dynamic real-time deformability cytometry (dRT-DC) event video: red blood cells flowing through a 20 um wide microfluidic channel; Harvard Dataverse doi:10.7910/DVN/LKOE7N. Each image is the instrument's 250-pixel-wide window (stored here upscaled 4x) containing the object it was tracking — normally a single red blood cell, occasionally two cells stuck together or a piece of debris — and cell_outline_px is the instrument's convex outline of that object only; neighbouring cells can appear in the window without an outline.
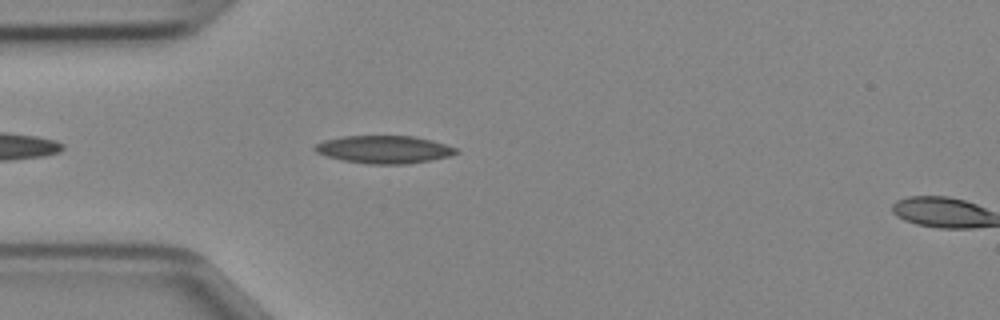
{"species": "Egyptian fruit bat (a non-hibernating species)", "species_latin": "Rousettus aegyptiacus", "temperature_condition": "cold", "stored_images_in_passage": 10, "camera_frame_rate_fps": 3000, "um_per_image_px": 0.085, "animal": {"sex": "female"}, "frame": {"image": 1, "passage_image": 4, "time_ms": 1.0, "image_size_px": [1000, 320], "cell_outline_px": [[460, 152], [448, 156], [408, 164], [368, 164], [344, 160], [328, 156], [316, 152], [312, 148], [316, 144], [324, 140], [344, 136], [416, 136], [432, 140], [456, 148]], "centroid_in_image_um": [32.64, 12.7], "position_along_channel_um": 52.4, "area_um2": 22.66}}